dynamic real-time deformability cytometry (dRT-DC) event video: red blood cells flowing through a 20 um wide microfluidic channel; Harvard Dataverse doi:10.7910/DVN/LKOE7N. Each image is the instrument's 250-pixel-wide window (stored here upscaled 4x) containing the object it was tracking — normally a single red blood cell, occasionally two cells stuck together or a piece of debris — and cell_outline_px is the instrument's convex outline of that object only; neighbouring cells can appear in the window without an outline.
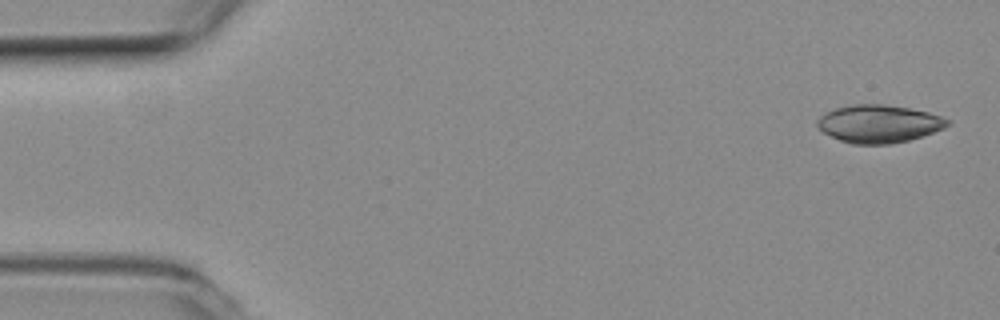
{"species": "common noctule bat (a hibernating species)", "species_latin": "Nyctalus noctula", "temperature_condition": "room temperature", "stored_images_in_passage": 4, "camera_frame_rate_fps": 3000, "um_per_image_px": 0.085, "animal": {"sex": "female", "body_mass_g": 19.3, "forearm_length_mm": 54.1}, "frame": {"image": 1, "passage_image": 1, "time_ms": 0.0, "image_size_px": [1000, 320], "cell_outline_px": [[952, 120], [944, 128], [908, 140], [888, 144], [852, 144], [840, 140], [824, 132], [816, 124], [816, 120], [824, 112], [836, 108], [852, 104], [884, 104], [908, 108], [928, 112]], "centroid_in_image_um": [74.68, 10.51], "position_along_channel_um": 10.3, "area_um2": 28.5}}
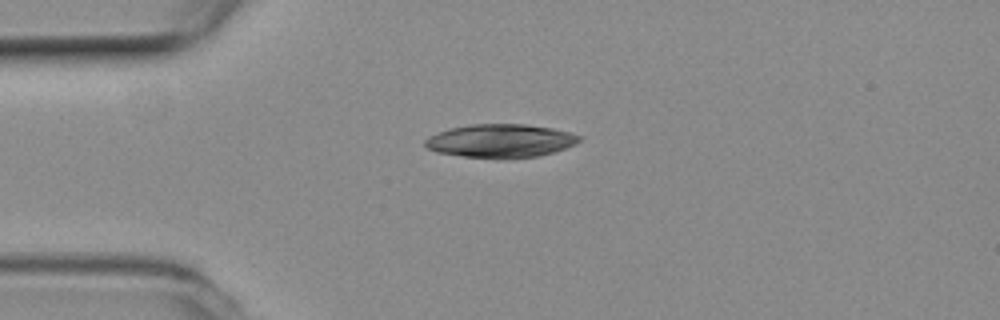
{"frame": {"image": 2, "passage_image": 4, "time_ms": 1.0, "image_size_px": [1000, 320], "cell_outline_px": [[584, 136], [576, 144], [552, 152], [536, 156], [464, 156], [436, 152], [424, 148], [424, 140], [428, 136], [452, 128], [472, 124], [524, 124], [552, 128]], "centroid_in_image_um": [42.53, 11.94], "position_along_channel_um": 42.5, "area_um2": 29.19}}